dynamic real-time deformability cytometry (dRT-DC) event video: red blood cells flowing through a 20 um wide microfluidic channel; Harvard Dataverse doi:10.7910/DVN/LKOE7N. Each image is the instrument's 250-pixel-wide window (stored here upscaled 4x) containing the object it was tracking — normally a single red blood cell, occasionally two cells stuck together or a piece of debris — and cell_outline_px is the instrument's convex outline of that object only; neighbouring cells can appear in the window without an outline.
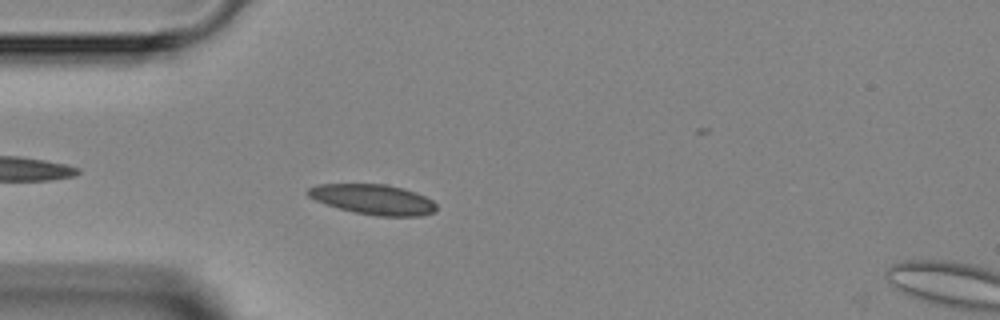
{"species": "Egyptian fruit bat (a non-hibernating species)", "species_latin": "Rousettus aegyptiacus", "temperature_condition": "room temperature", "stored_images_in_passage": 5, "camera_frame_rate_fps": 3000, "um_per_image_px": 0.085, "animal": {"sex": "female"}, "frame": {"image": 1, "passage_image": 4, "time_ms": 3.333, "image_size_px": [1000, 320], "cell_outline_px": [[436, 212], [420, 216], [376, 216], [356, 212], [340, 208], [316, 200], [308, 196], [304, 192], [308, 188], [316, 184], [384, 184], [404, 188], [416, 192], [432, 200], [436, 204]], "centroid_in_image_um": [31.73, 16.94], "position_along_channel_um": 53.3, "area_um2": 22.54}}